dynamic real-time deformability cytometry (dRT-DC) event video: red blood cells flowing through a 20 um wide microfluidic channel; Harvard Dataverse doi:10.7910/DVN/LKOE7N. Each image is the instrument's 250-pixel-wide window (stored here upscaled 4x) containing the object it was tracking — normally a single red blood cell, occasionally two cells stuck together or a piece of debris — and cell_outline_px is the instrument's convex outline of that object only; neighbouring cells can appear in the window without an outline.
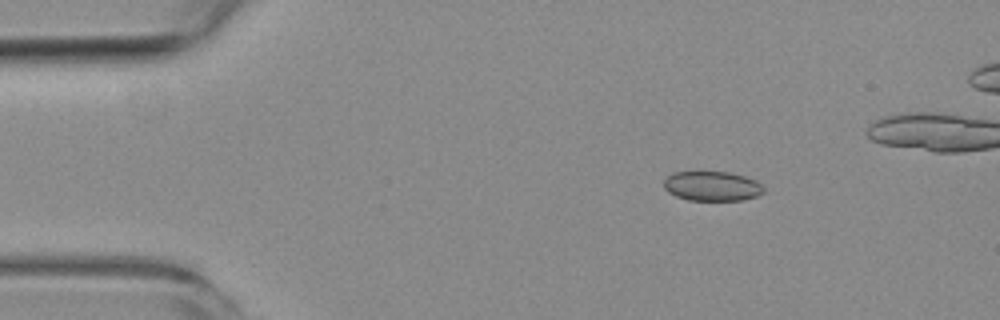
{"species": "common noctule bat (a hibernating species)", "species_latin": "Nyctalus noctula", "temperature_condition": "room temperature", "stored_images_in_passage": 6, "camera_frame_rate_fps": 3000, "um_per_image_px": 0.085, "animal": {"sex": "female", "body_mass_g": 19.3, "forearm_length_mm": 54.1}, "frame": {"image": 1, "passage_image": 3, "time_ms": 2.333, "image_size_px": [1000, 320], "cell_outline_px": [[764, 192], [756, 196], [740, 200], [688, 200], [676, 196], [668, 192], [664, 188], [664, 180], [672, 172], [728, 172], [744, 176], [756, 180], [764, 188]], "centroid_in_image_um": [60.51, 15.82], "position_along_channel_um": 24.5, "area_um2": 17.17}}